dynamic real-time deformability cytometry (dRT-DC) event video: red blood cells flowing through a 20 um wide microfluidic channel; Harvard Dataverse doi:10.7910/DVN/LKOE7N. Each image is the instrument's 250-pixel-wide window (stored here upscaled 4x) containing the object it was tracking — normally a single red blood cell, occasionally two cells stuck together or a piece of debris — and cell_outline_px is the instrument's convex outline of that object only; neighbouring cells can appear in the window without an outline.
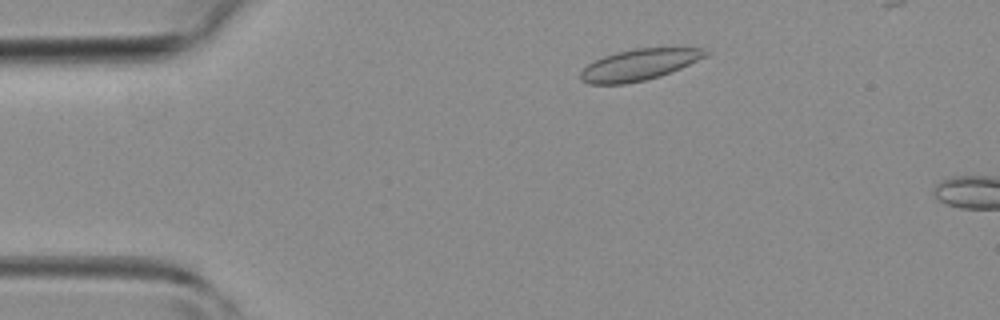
{"species": "common noctule bat (a hibernating species)", "species_latin": "Nyctalus noctula", "temperature_condition": "room temperature", "stored_images_in_passage": 2, "camera_frame_rate_fps": 3000, "um_per_image_px": 0.085, "animal": {"sex": "female", "body_mass_g": 19.3, "forearm_length_mm": 54.1}, "frame": {"image": 1, "passage_image": 1, "time_ms": 0.0, "image_size_px": [1000, 320], "cell_outline_px": [[708, 56], [680, 68], [660, 76], [644, 80], [624, 84], [588, 84], [580, 80], [580, 72], [588, 64], [604, 56], [616, 52], [636, 48], [704, 48], [708, 52]], "centroid_in_image_um": [54.31, 5.5], "position_along_channel_um": 30.7, "area_um2": 22.6}}